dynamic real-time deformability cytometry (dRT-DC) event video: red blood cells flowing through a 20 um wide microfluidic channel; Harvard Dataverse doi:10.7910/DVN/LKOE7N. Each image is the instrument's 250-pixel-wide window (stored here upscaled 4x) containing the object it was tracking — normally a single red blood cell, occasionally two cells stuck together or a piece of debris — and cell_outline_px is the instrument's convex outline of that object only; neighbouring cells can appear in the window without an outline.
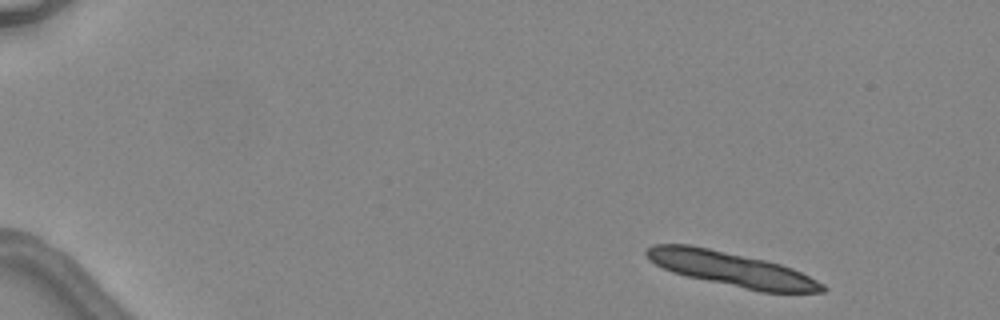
{"species": "common noctule bat (a hibernating species)", "species_latin": "Nyctalus noctula", "temperature_condition": "warm", "stored_images_in_passage": 4, "camera_frame_rate_fps": 3000, "um_per_image_px": 0.085, "animal": {"sex": "female", "body_mass_g": 24.6, "forearm_length_mm": 56.2}, "frame": {"image": 1, "passage_image": 1, "time_ms": 0.0, "image_size_px": [1000, 320], "cell_outline_px": [[828, 288], [824, 292], [760, 292], [688, 276], [672, 272], [648, 260], [644, 256], [644, 252], [652, 244], [688, 244], [708, 248], [764, 260], [780, 264], [792, 268], [824, 284]], "centroid_in_image_um": [62.15, 22.87], "position_along_channel_um": 22.8, "area_um2": 34.85}}